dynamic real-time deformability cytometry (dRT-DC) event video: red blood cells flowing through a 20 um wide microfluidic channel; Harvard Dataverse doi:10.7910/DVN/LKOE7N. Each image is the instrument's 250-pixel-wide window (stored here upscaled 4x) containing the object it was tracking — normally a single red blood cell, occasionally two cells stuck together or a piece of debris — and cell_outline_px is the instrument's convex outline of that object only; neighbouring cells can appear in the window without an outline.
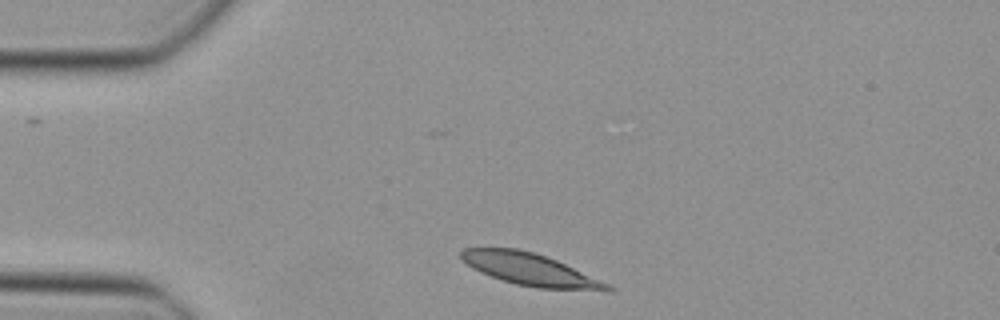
{"species": "Egyptian fruit bat (a non-hibernating species)", "species_latin": "Rousettus aegyptiacus", "temperature_condition": "cold", "stored_images_in_passage": 39, "camera_frame_rate_fps": 3000, "um_per_image_px": 0.085, "animal": {"sex": "female"}, "frame": {"image": 1, "passage_image": 1, "time_ms": 0.0, "image_size_px": [1000, 320], "cell_outline_px": [[616, 288], [612, 292], [608, 292], [536, 288], [516, 284], [480, 272], [472, 268], [460, 260], [460, 252], [464, 248], [520, 248], [556, 260], [608, 284]], "centroid_in_image_um": [45.08, 22.92], "position_along_channel_um": 39.9, "area_um2": 27.46}}
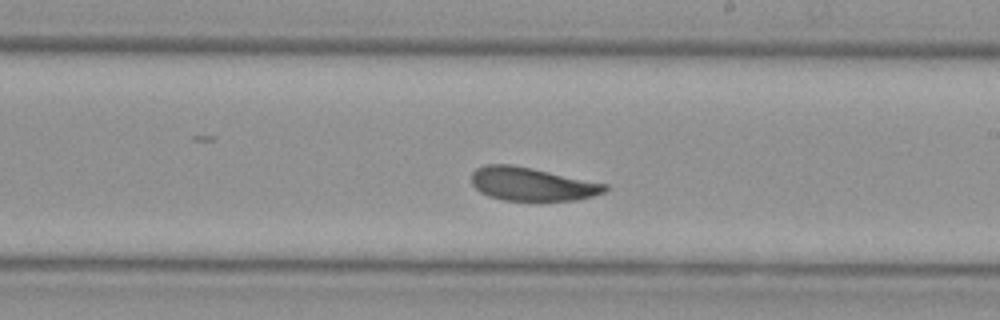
{"frame": {"image": 2, "passage_image": 18, "time_ms": 5.667, "image_size_px": [1000, 320], "cell_outline_px": [[608, 188], [604, 192], [592, 196], [576, 200], [504, 200], [488, 196], [480, 192], [472, 184], [472, 172], [476, 168], [484, 164], [512, 164], [532, 168], [608, 184]], "centroid_in_image_um": [45.19, 15.63], "position_along_channel_um": 243.8, "area_um2": 25.89}}
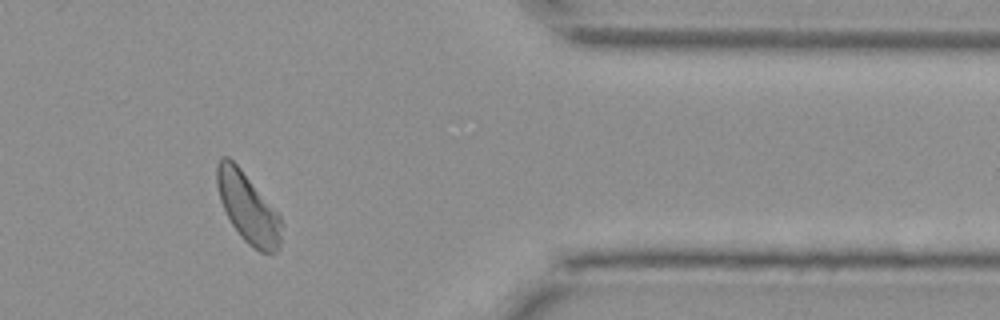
{"frame": {"image": 3, "passage_image": 30, "time_ms": 9.667, "image_size_px": [1000, 320], "cell_outline_px": [[280, 248], [276, 252], [260, 252], [252, 248], [240, 236], [232, 224], [220, 200], [216, 184], [216, 164], [220, 156], [228, 156], [240, 168], [280, 216]], "centroid_in_image_um": [21.03, 17.65], "position_along_channel_um": 390.4, "area_um2": 25.84}}